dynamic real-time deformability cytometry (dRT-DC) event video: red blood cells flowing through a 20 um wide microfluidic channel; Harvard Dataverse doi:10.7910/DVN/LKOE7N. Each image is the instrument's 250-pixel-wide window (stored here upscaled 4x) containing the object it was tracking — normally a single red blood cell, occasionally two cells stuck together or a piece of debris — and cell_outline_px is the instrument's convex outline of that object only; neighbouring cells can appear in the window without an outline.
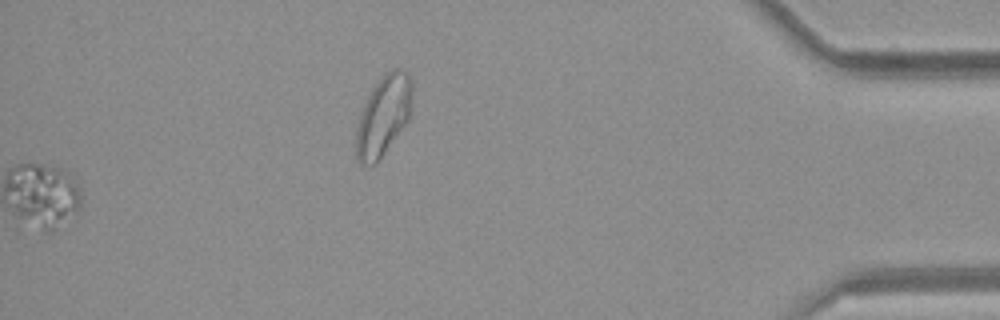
{"species": "common noctule bat (a hibernating species)", "species_latin": "Nyctalus noctula", "temperature_condition": "room temperature", "stored_images_in_passage": 46, "segment_of_instrument_passage": [2, 2], "camera_frame_rate_fps": 3000, "um_per_image_px": 0.085, "animal": {"sex": "female", "body_mass_g": 21.9}, "frame": {"image": 1, "passage_image": 46, "time_ms": 15.0, "image_size_px": [1000, 320], "cell_outline_px": [[412, 100], [408, 120], [376, 164], [360, 164], [356, 160], [356, 128], [360, 112], [372, 88], [392, 68], [400, 68], [408, 72], [412, 80]], "centroid_in_image_um": [32.59, 9.83], "position_along_channel_um": 402.6, "area_um2": 26.07}}